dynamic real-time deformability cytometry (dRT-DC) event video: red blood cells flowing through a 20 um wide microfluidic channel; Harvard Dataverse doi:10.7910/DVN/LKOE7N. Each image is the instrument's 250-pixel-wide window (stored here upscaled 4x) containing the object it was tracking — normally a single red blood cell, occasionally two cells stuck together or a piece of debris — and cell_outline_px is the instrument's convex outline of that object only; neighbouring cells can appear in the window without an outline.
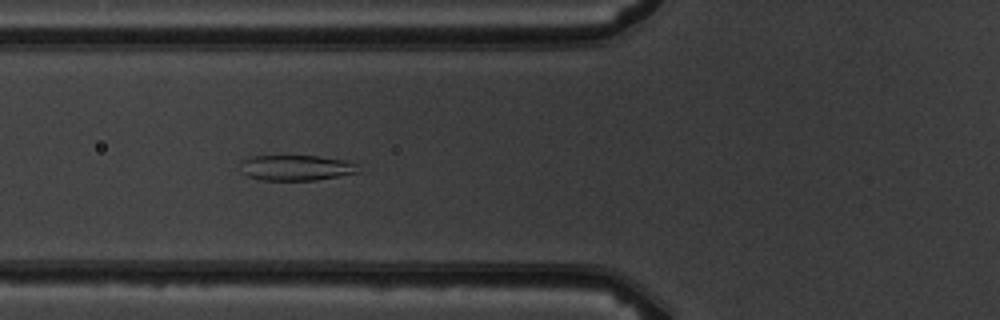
{"species": "common noctule bat (a hibernating species)", "species_latin": "Nyctalus noctula", "temperature_condition": "warm", "stored_images_in_passage": 5, "camera_frame_rate_fps": 3000, "um_per_image_px": 0.085, "animal": {"sex": "male", "body_mass_g": 19.5, "forearm_length_mm": 54.6}, "frame": {"image": 1, "passage_image": 5, "time_ms": 4.333, "image_size_px": [1000, 320], "cell_outline_px": [[360, 172], [316, 180], [260, 180], [248, 176], [240, 172], [240, 164], [248, 156], [316, 156], [344, 160], [356, 164]], "centroid_in_image_um": [25.13, 14.26], "position_along_channel_um": 100.7, "area_um2": 17.51}}